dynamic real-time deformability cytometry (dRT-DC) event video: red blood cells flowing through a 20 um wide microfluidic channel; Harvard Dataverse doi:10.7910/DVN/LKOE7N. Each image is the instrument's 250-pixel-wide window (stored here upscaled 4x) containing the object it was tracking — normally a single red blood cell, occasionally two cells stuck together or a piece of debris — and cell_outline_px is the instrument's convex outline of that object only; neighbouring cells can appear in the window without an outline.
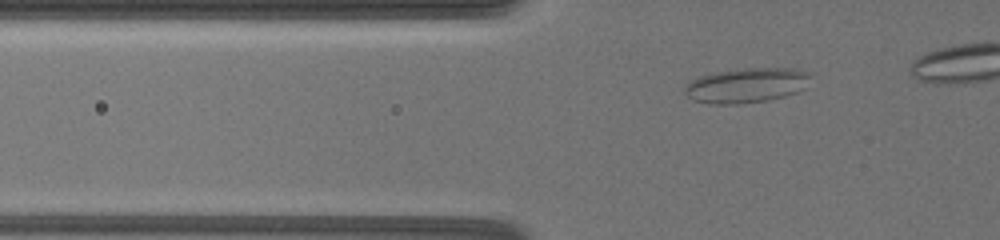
{"species": "common noctule bat (a hibernating species)", "species_latin": "Nyctalus noctula", "temperature_condition": "warm", "stored_images_in_passage": 29, "camera_frame_rate_fps": 3000, "um_per_image_px": 0.085, "animal": {"sex": "female", "body_mass_g": 19.5, "forearm_length_mm": 54.1}, "frame": {"image": 1, "passage_image": 4, "time_ms": 1.667, "image_size_px": [1000, 240], "cell_outline_px": [[808, 76], [804, 88], [796, 92], [784, 96], [768, 100], [740, 104], [712, 104], [692, 100], [684, 92], [684, 84], [688, 80], [712, 72], [744, 68], [796, 68], [808, 72]], "centroid_in_image_um": [63.36, 7.25], "position_along_channel_um": 62.4, "area_um2": 25.66}}
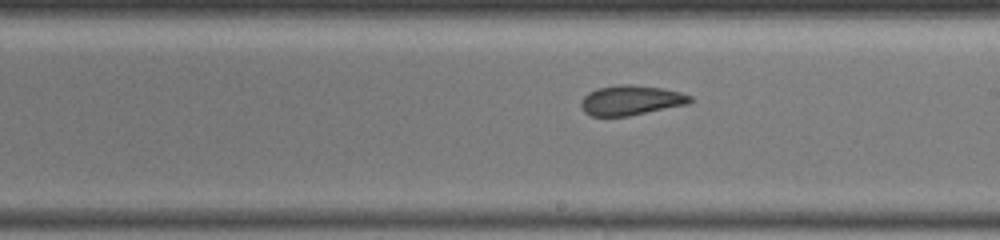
{"frame": {"image": 2, "passage_image": 16, "time_ms": 7.0, "image_size_px": [1000, 240], "cell_outline_px": [[692, 100], [688, 104], [628, 116], [592, 116], [584, 112], [580, 104], [580, 100], [588, 92], [596, 88], [620, 84], [632, 84], [664, 88], [680, 92], [692, 96]], "centroid_in_image_um": [53.61, 8.51], "position_along_channel_um": 235.4, "area_um2": 19.13}}
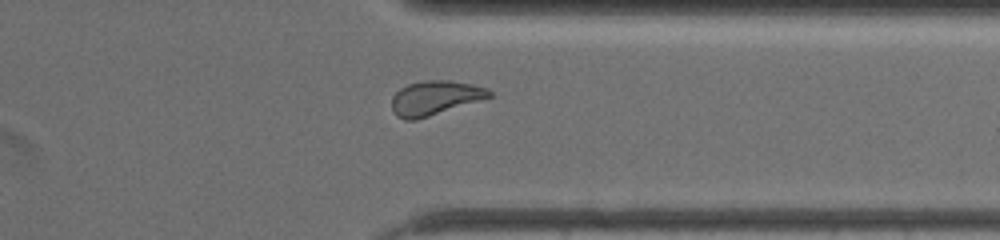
{"frame": {"image": 3, "passage_image": 25, "time_ms": 11.0, "image_size_px": [1000, 240], "cell_outline_px": [[492, 96], [480, 100], [416, 120], [404, 120], [396, 116], [392, 112], [392, 96], [400, 88], [408, 84], [424, 80], [448, 80], [472, 84], [488, 88], [492, 92]], "centroid_in_image_um": [36.94, 8.32], "position_along_channel_um": 374.5, "area_um2": 19.48}, "authors_computed_cell_mechanics": {"area_um2": 19.363, "velocity_mm_per_s": 3.4767, "shape_relaxation_time_tau1_ms": null, "shape_relaxation_time_tau2_ms": 1.7263, "deformation_change_tau1": null, "deformation_change_tau2": 0.067}}